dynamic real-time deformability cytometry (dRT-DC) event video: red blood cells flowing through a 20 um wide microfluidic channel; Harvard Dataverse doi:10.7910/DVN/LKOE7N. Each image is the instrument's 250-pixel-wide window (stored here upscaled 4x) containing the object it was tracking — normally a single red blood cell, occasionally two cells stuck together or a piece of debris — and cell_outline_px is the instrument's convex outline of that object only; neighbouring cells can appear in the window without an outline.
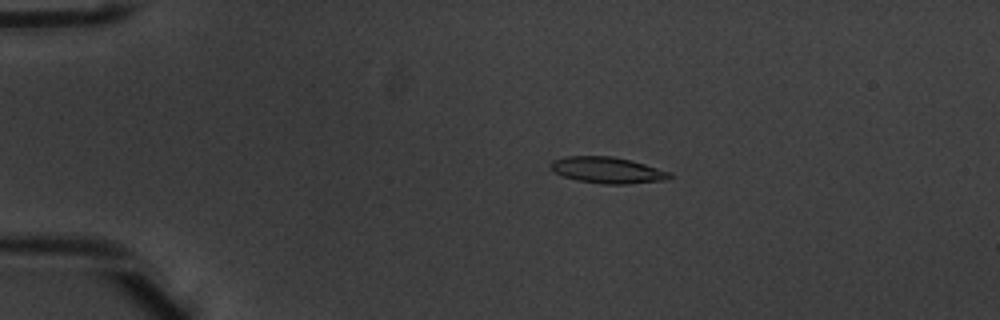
{"species": "common noctule bat (a hibernating species)", "species_latin": "Nyctalus noctula", "temperature_condition": "warm", "stored_images_in_passage": 6, "camera_frame_rate_fps": 3000, "um_per_image_px": 0.085, "animal": {"sex": "male", "body_mass_g": 20.1, "forearm_length_mm": 53.5}, "frame": {"image": 1, "passage_image": 3, "time_ms": 0.667, "image_size_px": [1000, 320], "cell_outline_px": [[672, 176], [668, 180], [628, 184], [604, 184], [576, 180], [552, 172], [548, 168], [548, 164], [552, 160], [568, 156], [612, 156], [644, 164], [672, 172]], "centroid_in_image_um": [51.6, 14.47], "position_along_channel_um": 33.4, "area_um2": 18.38}}
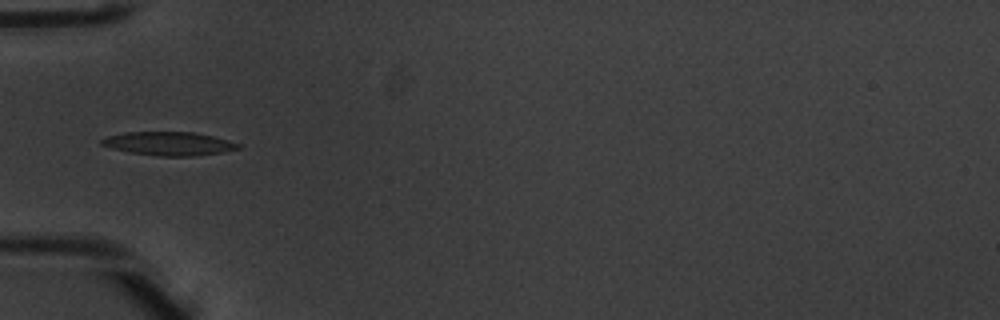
{"frame": {"image": 2, "passage_image": 5, "time_ms": 1.333, "image_size_px": [1000, 320], "cell_outline_px": [[240, 148], [220, 152], [196, 156], [160, 156], [128, 152], [112, 148], [100, 144], [100, 140], [108, 136], [124, 132], [192, 132], [212, 136], [228, 140], [240, 144]], "centroid_in_image_um": [14.33, 12.2], "position_along_channel_um": 70.7, "area_um2": 18.61}}